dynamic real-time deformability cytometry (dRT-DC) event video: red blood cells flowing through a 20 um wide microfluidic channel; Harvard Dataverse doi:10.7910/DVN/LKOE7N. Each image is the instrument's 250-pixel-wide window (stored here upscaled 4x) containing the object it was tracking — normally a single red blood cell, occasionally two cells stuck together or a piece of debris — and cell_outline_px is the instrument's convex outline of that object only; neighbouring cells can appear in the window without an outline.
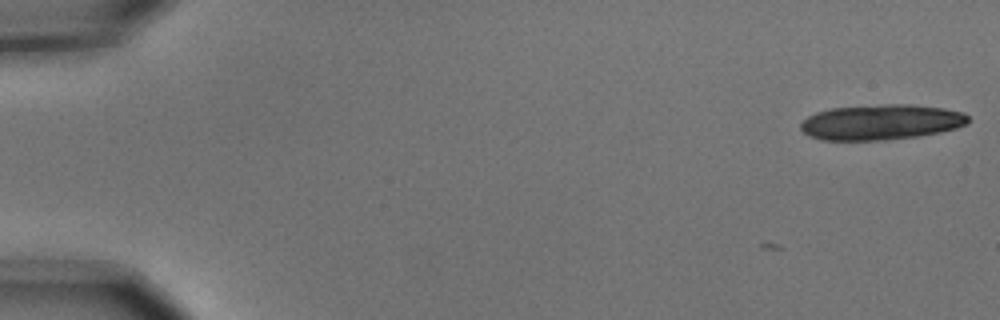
{"species": "common noctule bat (a hibernating species)", "species_latin": "Nyctalus noctula", "temperature_condition": "cold", "stored_images_in_passage": 6, "camera_frame_rate_fps": 3000, "um_per_image_px": 0.085, "animal": {"sex": "male", "body_mass_g": 15.6}, "frame": {"image": 1, "passage_image": 2, "time_ms": 0.333, "image_size_px": [1000, 320], "cell_outline_px": [[968, 124], [956, 128], [940, 132], [916, 136], [884, 140], [824, 140], [808, 136], [800, 128], [800, 124], [808, 116], [816, 112], [832, 108], [884, 104], [912, 104], [944, 108], [964, 112], [968, 116]], "centroid_in_image_um": [74.9, 10.38], "position_along_channel_um": 10.1, "area_um2": 34.56}}